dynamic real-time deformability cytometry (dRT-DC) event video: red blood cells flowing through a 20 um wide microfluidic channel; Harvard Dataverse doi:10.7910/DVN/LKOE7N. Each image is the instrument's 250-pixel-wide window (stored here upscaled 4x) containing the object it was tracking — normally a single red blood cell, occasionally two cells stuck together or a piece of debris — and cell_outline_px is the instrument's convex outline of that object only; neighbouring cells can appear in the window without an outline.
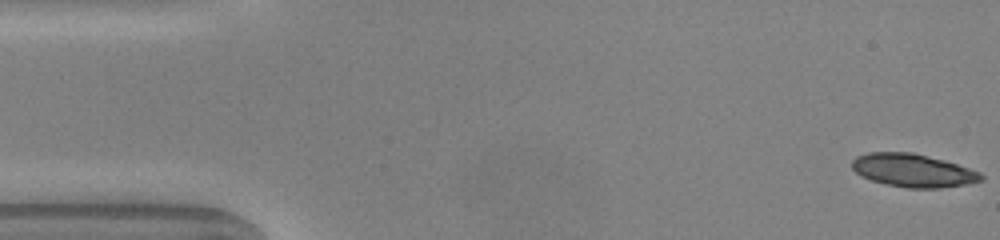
{"species": "common noctule bat (a hibernating species)", "species_latin": "Nyctalus noctula", "temperature_condition": "warm", "stored_images_in_passage": 10, "camera_frame_rate_fps": 3000, "um_per_image_px": 0.085, "animal": {"sex": "male", "body_mass_g": 20.0, "forearm_length_mm": 53.3}, "frame": {"image": 1, "passage_image": 1, "time_ms": 0.0, "image_size_px": [1000, 240], "cell_outline_px": [[984, 180], [968, 184], [940, 188], [908, 188], [884, 184], [860, 176], [852, 168], [852, 160], [856, 156], [868, 152], [912, 152], [944, 160], [980, 172], [984, 176]], "centroid_in_image_um": [77.6, 14.49], "position_along_channel_um": 7.4, "area_um2": 25.03}}